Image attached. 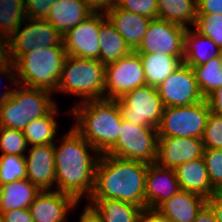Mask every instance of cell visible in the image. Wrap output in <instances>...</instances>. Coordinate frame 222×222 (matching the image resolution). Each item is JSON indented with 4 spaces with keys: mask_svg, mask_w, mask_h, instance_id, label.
I'll return each mask as SVG.
<instances>
[{
    "mask_svg": "<svg viewBox=\"0 0 222 222\" xmlns=\"http://www.w3.org/2000/svg\"><path fill=\"white\" fill-rule=\"evenodd\" d=\"M80 222H102L100 215L95 211V209L86 204L83 209V213L80 214Z\"/></svg>",
    "mask_w": 222,
    "mask_h": 222,
    "instance_id": "obj_47",
    "label": "cell"
},
{
    "mask_svg": "<svg viewBox=\"0 0 222 222\" xmlns=\"http://www.w3.org/2000/svg\"><path fill=\"white\" fill-rule=\"evenodd\" d=\"M88 204L100 215L102 222H138L142 211L140 206L115 199H88Z\"/></svg>",
    "mask_w": 222,
    "mask_h": 222,
    "instance_id": "obj_25",
    "label": "cell"
},
{
    "mask_svg": "<svg viewBox=\"0 0 222 222\" xmlns=\"http://www.w3.org/2000/svg\"><path fill=\"white\" fill-rule=\"evenodd\" d=\"M193 222H217L216 217L210 206L206 203L198 212Z\"/></svg>",
    "mask_w": 222,
    "mask_h": 222,
    "instance_id": "obj_46",
    "label": "cell"
},
{
    "mask_svg": "<svg viewBox=\"0 0 222 222\" xmlns=\"http://www.w3.org/2000/svg\"><path fill=\"white\" fill-rule=\"evenodd\" d=\"M207 204L215 214L217 222H222V196L216 192L207 199Z\"/></svg>",
    "mask_w": 222,
    "mask_h": 222,
    "instance_id": "obj_44",
    "label": "cell"
},
{
    "mask_svg": "<svg viewBox=\"0 0 222 222\" xmlns=\"http://www.w3.org/2000/svg\"><path fill=\"white\" fill-rule=\"evenodd\" d=\"M28 143L23 131L0 127V151L1 155L24 156L28 149Z\"/></svg>",
    "mask_w": 222,
    "mask_h": 222,
    "instance_id": "obj_33",
    "label": "cell"
},
{
    "mask_svg": "<svg viewBox=\"0 0 222 222\" xmlns=\"http://www.w3.org/2000/svg\"><path fill=\"white\" fill-rule=\"evenodd\" d=\"M197 14L222 15V0H197Z\"/></svg>",
    "mask_w": 222,
    "mask_h": 222,
    "instance_id": "obj_41",
    "label": "cell"
},
{
    "mask_svg": "<svg viewBox=\"0 0 222 222\" xmlns=\"http://www.w3.org/2000/svg\"><path fill=\"white\" fill-rule=\"evenodd\" d=\"M106 18L105 12L94 11L66 32L62 40L66 54L100 61L99 31Z\"/></svg>",
    "mask_w": 222,
    "mask_h": 222,
    "instance_id": "obj_13",
    "label": "cell"
},
{
    "mask_svg": "<svg viewBox=\"0 0 222 222\" xmlns=\"http://www.w3.org/2000/svg\"><path fill=\"white\" fill-rule=\"evenodd\" d=\"M91 152H94V155L90 154ZM99 157L96 149L73 127L70 128L58 147L54 143L55 190L73 196L79 203L85 196L89 199L94 190L95 169Z\"/></svg>",
    "mask_w": 222,
    "mask_h": 222,
    "instance_id": "obj_1",
    "label": "cell"
},
{
    "mask_svg": "<svg viewBox=\"0 0 222 222\" xmlns=\"http://www.w3.org/2000/svg\"><path fill=\"white\" fill-rule=\"evenodd\" d=\"M79 202L58 190H43L29 206L33 222H66L67 214Z\"/></svg>",
    "mask_w": 222,
    "mask_h": 222,
    "instance_id": "obj_16",
    "label": "cell"
},
{
    "mask_svg": "<svg viewBox=\"0 0 222 222\" xmlns=\"http://www.w3.org/2000/svg\"><path fill=\"white\" fill-rule=\"evenodd\" d=\"M203 159L212 187L219 192L222 189V149H204Z\"/></svg>",
    "mask_w": 222,
    "mask_h": 222,
    "instance_id": "obj_35",
    "label": "cell"
},
{
    "mask_svg": "<svg viewBox=\"0 0 222 222\" xmlns=\"http://www.w3.org/2000/svg\"><path fill=\"white\" fill-rule=\"evenodd\" d=\"M14 62L7 58V41L0 35V75L11 80V84L17 86V75ZM16 84V85H15Z\"/></svg>",
    "mask_w": 222,
    "mask_h": 222,
    "instance_id": "obj_39",
    "label": "cell"
},
{
    "mask_svg": "<svg viewBox=\"0 0 222 222\" xmlns=\"http://www.w3.org/2000/svg\"><path fill=\"white\" fill-rule=\"evenodd\" d=\"M209 113L206 99L189 106L164 107L158 137L202 139Z\"/></svg>",
    "mask_w": 222,
    "mask_h": 222,
    "instance_id": "obj_8",
    "label": "cell"
},
{
    "mask_svg": "<svg viewBox=\"0 0 222 222\" xmlns=\"http://www.w3.org/2000/svg\"><path fill=\"white\" fill-rule=\"evenodd\" d=\"M56 92L76 95L82 99L78 103L105 99V65L67 55Z\"/></svg>",
    "mask_w": 222,
    "mask_h": 222,
    "instance_id": "obj_6",
    "label": "cell"
},
{
    "mask_svg": "<svg viewBox=\"0 0 222 222\" xmlns=\"http://www.w3.org/2000/svg\"><path fill=\"white\" fill-rule=\"evenodd\" d=\"M193 27L200 34L210 38L222 50V15L197 14Z\"/></svg>",
    "mask_w": 222,
    "mask_h": 222,
    "instance_id": "obj_34",
    "label": "cell"
},
{
    "mask_svg": "<svg viewBox=\"0 0 222 222\" xmlns=\"http://www.w3.org/2000/svg\"><path fill=\"white\" fill-rule=\"evenodd\" d=\"M209 45L212 51L205 45ZM222 55V50L208 37L200 34L195 29L187 28L184 35L183 62L189 66L203 65L215 57Z\"/></svg>",
    "mask_w": 222,
    "mask_h": 222,
    "instance_id": "obj_24",
    "label": "cell"
},
{
    "mask_svg": "<svg viewBox=\"0 0 222 222\" xmlns=\"http://www.w3.org/2000/svg\"><path fill=\"white\" fill-rule=\"evenodd\" d=\"M148 85L158 86L183 62V57L166 54H139Z\"/></svg>",
    "mask_w": 222,
    "mask_h": 222,
    "instance_id": "obj_26",
    "label": "cell"
},
{
    "mask_svg": "<svg viewBox=\"0 0 222 222\" xmlns=\"http://www.w3.org/2000/svg\"><path fill=\"white\" fill-rule=\"evenodd\" d=\"M157 147V128L137 126L122 119L117 142L106 154L121 159L154 164L157 159Z\"/></svg>",
    "mask_w": 222,
    "mask_h": 222,
    "instance_id": "obj_7",
    "label": "cell"
},
{
    "mask_svg": "<svg viewBox=\"0 0 222 222\" xmlns=\"http://www.w3.org/2000/svg\"><path fill=\"white\" fill-rule=\"evenodd\" d=\"M207 199L196 193L179 190L162 202L157 209L169 222H193Z\"/></svg>",
    "mask_w": 222,
    "mask_h": 222,
    "instance_id": "obj_20",
    "label": "cell"
},
{
    "mask_svg": "<svg viewBox=\"0 0 222 222\" xmlns=\"http://www.w3.org/2000/svg\"><path fill=\"white\" fill-rule=\"evenodd\" d=\"M69 110L76 119L73 128L102 155L117 142L122 116L116 100H88Z\"/></svg>",
    "mask_w": 222,
    "mask_h": 222,
    "instance_id": "obj_3",
    "label": "cell"
},
{
    "mask_svg": "<svg viewBox=\"0 0 222 222\" xmlns=\"http://www.w3.org/2000/svg\"><path fill=\"white\" fill-rule=\"evenodd\" d=\"M26 160L24 156H0V185L26 179Z\"/></svg>",
    "mask_w": 222,
    "mask_h": 222,
    "instance_id": "obj_32",
    "label": "cell"
},
{
    "mask_svg": "<svg viewBox=\"0 0 222 222\" xmlns=\"http://www.w3.org/2000/svg\"><path fill=\"white\" fill-rule=\"evenodd\" d=\"M156 88L164 107L189 106L205 99L192 67L184 62Z\"/></svg>",
    "mask_w": 222,
    "mask_h": 222,
    "instance_id": "obj_14",
    "label": "cell"
},
{
    "mask_svg": "<svg viewBox=\"0 0 222 222\" xmlns=\"http://www.w3.org/2000/svg\"><path fill=\"white\" fill-rule=\"evenodd\" d=\"M174 170L180 190L199 194L206 199L217 192L212 187L203 157L188 161Z\"/></svg>",
    "mask_w": 222,
    "mask_h": 222,
    "instance_id": "obj_22",
    "label": "cell"
},
{
    "mask_svg": "<svg viewBox=\"0 0 222 222\" xmlns=\"http://www.w3.org/2000/svg\"><path fill=\"white\" fill-rule=\"evenodd\" d=\"M93 12L83 0H58L51 6L45 20L63 36Z\"/></svg>",
    "mask_w": 222,
    "mask_h": 222,
    "instance_id": "obj_21",
    "label": "cell"
},
{
    "mask_svg": "<svg viewBox=\"0 0 222 222\" xmlns=\"http://www.w3.org/2000/svg\"><path fill=\"white\" fill-rule=\"evenodd\" d=\"M26 160V177L41 191L52 190L56 183L54 144L31 146Z\"/></svg>",
    "mask_w": 222,
    "mask_h": 222,
    "instance_id": "obj_17",
    "label": "cell"
},
{
    "mask_svg": "<svg viewBox=\"0 0 222 222\" xmlns=\"http://www.w3.org/2000/svg\"><path fill=\"white\" fill-rule=\"evenodd\" d=\"M0 222H4L1 213H0Z\"/></svg>",
    "mask_w": 222,
    "mask_h": 222,
    "instance_id": "obj_48",
    "label": "cell"
},
{
    "mask_svg": "<svg viewBox=\"0 0 222 222\" xmlns=\"http://www.w3.org/2000/svg\"><path fill=\"white\" fill-rule=\"evenodd\" d=\"M202 142L204 149H222V116L209 113Z\"/></svg>",
    "mask_w": 222,
    "mask_h": 222,
    "instance_id": "obj_36",
    "label": "cell"
},
{
    "mask_svg": "<svg viewBox=\"0 0 222 222\" xmlns=\"http://www.w3.org/2000/svg\"><path fill=\"white\" fill-rule=\"evenodd\" d=\"M58 103L46 114L31 121L23 130L28 146L54 144L56 138Z\"/></svg>",
    "mask_w": 222,
    "mask_h": 222,
    "instance_id": "obj_29",
    "label": "cell"
},
{
    "mask_svg": "<svg viewBox=\"0 0 222 222\" xmlns=\"http://www.w3.org/2000/svg\"><path fill=\"white\" fill-rule=\"evenodd\" d=\"M204 146L200 138L158 137L156 164L163 168L178 166L203 157Z\"/></svg>",
    "mask_w": 222,
    "mask_h": 222,
    "instance_id": "obj_15",
    "label": "cell"
},
{
    "mask_svg": "<svg viewBox=\"0 0 222 222\" xmlns=\"http://www.w3.org/2000/svg\"><path fill=\"white\" fill-rule=\"evenodd\" d=\"M158 18L189 28L197 17V0H157Z\"/></svg>",
    "mask_w": 222,
    "mask_h": 222,
    "instance_id": "obj_28",
    "label": "cell"
},
{
    "mask_svg": "<svg viewBox=\"0 0 222 222\" xmlns=\"http://www.w3.org/2000/svg\"><path fill=\"white\" fill-rule=\"evenodd\" d=\"M7 41V58L15 62L25 53L38 47L46 48L62 43L63 36L45 19H26Z\"/></svg>",
    "mask_w": 222,
    "mask_h": 222,
    "instance_id": "obj_10",
    "label": "cell"
},
{
    "mask_svg": "<svg viewBox=\"0 0 222 222\" xmlns=\"http://www.w3.org/2000/svg\"><path fill=\"white\" fill-rule=\"evenodd\" d=\"M66 57L63 42L23 54L14 62L18 84L55 93Z\"/></svg>",
    "mask_w": 222,
    "mask_h": 222,
    "instance_id": "obj_5",
    "label": "cell"
},
{
    "mask_svg": "<svg viewBox=\"0 0 222 222\" xmlns=\"http://www.w3.org/2000/svg\"><path fill=\"white\" fill-rule=\"evenodd\" d=\"M92 10L105 12L117 4L116 0H83Z\"/></svg>",
    "mask_w": 222,
    "mask_h": 222,
    "instance_id": "obj_45",
    "label": "cell"
},
{
    "mask_svg": "<svg viewBox=\"0 0 222 222\" xmlns=\"http://www.w3.org/2000/svg\"><path fill=\"white\" fill-rule=\"evenodd\" d=\"M58 0H25V12L27 18L45 19L50 8Z\"/></svg>",
    "mask_w": 222,
    "mask_h": 222,
    "instance_id": "obj_38",
    "label": "cell"
},
{
    "mask_svg": "<svg viewBox=\"0 0 222 222\" xmlns=\"http://www.w3.org/2000/svg\"><path fill=\"white\" fill-rule=\"evenodd\" d=\"M19 86V87H18ZM52 92L17 84L0 95V127L23 131L34 119L46 115L57 103Z\"/></svg>",
    "mask_w": 222,
    "mask_h": 222,
    "instance_id": "obj_4",
    "label": "cell"
},
{
    "mask_svg": "<svg viewBox=\"0 0 222 222\" xmlns=\"http://www.w3.org/2000/svg\"><path fill=\"white\" fill-rule=\"evenodd\" d=\"M218 193L222 196V189Z\"/></svg>",
    "mask_w": 222,
    "mask_h": 222,
    "instance_id": "obj_49",
    "label": "cell"
},
{
    "mask_svg": "<svg viewBox=\"0 0 222 222\" xmlns=\"http://www.w3.org/2000/svg\"><path fill=\"white\" fill-rule=\"evenodd\" d=\"M210 112L222 116V86L214 90L206 98Z\"/></svg>",
    "mask_w": 222,
    "mask_h": 222,
    "instance_id": "obj_42",
    "label": "cell"
},
{
    "mask_svg": "<svg viewBox=\"0 0 222 222\" xmlns=\"http://www.w3.org/2000/svg\"><path fill=\"white\" fill-rule=\"evenodd\" d=\"M180 190L174 169L149 164L145 176L144 208H157Z\"/></svg>",
    "mask_w": 222,
    "mask_h": 222,
    "instance_id": "obj_18",
    "label": "cell"
},
{
    "mask_svg": "<svg viewBox=\"0 0 222 222\" xmlns=\"http://www.w3.org/2000/svg\"><path fill=\"white\" fill-rule=\"evenodd\" d=\"M200 93L204 98L222 86V55L203 65L191 66Z\"/></svg>",
    "mask_w": 222,
    "mask_h": 222,
    "instance_id": "obj_31",
    "label": "cell"
},
{
    "mask_svg": "<svg viewBox=\"0 0 222 222\" xmlns=\"http://www.w3.org/2000/svg\"><path fill=\"white\" fill-rule=\"evenodd\" d=\"M116 5L121 9L143 15L150 19L158 18L157 0H119Z\"/></svg>",
    "mask_w": 222,
    "mask_h": 222,
    "instance_id": "obj_37",
    "label": "cell"
},
{
    "mask_svg": "<svg viewBox=\"0 0 222 222\" xmlns=\"http://www.w3.org/2000/svg\"><path fill=\"white\" fill-rule=\"evenodd\" d=\"M187 28L163 19H152L142 42L135 50L138 54H166L184 56V35Z\"/></svg>",
    "mask_w": 222,
    "mask_h": 222,
    "instance_id": "obj_12",
    "label": "cell"
},
{
    "mask_svg": "<svg viewBox=\"0 0 222 222\" xmlns=\"http://www.w3.org/2000/svg\"><path fill=\"white\" fill-rule=\"evenodd\" d=\"M105 14L130 49L135 51L142 42L152 19L121 9L117 5L106 10Z\"/></svg>",
    "mask_w": 222,
    "mask_h": 222,
    "instance_id": "obj_19",
    "label": "cell"
},
{
    "mask_svg": "<svg viewBox=\"0 0 222 222\" xmlns=\"http://www.w3.org/2000/svg\"><path fill=\"white\" fill-rule=\"evenodd\" d=\"M148 163L102 154L95 169L94 190L89 199H115L144 208Z\"/></svg>",
    "mask_w": 222,
    "mask_h": 222,
    "instance_id": "obj_2",
    "label": "cell"
},
{
    "mask_svg": "<svg viewBox=\"0 0 222 222\" xmlns=\"http://www.w3.org/2000/svg\"><path fill=\"white\" fill-rule=\"evenodd\" d=\"M41 190L27 178L0 185V213L29 208Z\"/></svg>",
    "mask_w": 222,
    "mask_h": 222,
    "instance_id": "obj_23",
    "label": "cell"
},
{
    "mask_svg": "<svg viewBox=\"0 0 222 222\" xmlns=\"http://www.w3.org/2000/svg\"><path fill=\"white\" fill-rule=\"evenodd\" d=\"M146 84L144 69L136 51L105 65V99H119Z\"/></svg>",
    "mask_w": 222,
    "mask_h": 222,
    "instance_id": "obj_11",
    "label": "cell"
},
{
    "mask_svg": "<svg viewBox=\"0 0 222 222\" xmlns=\"http://www.w3.org/2000/svg\"><path fill=\"white\" fill-rule=\"evenodd\" d=\"M25 0H0V35L4 40L26 21Z\"/></svg>",
    "mask_w": 222,
    "mask_h": 222,
    "instance_id": "obj_30",
    "label": "cell"
},
{
    "mask_svg": "<svg viewBox=\"0 0 222 222\" xmlns=\"http://www.w3.org/2000/svg\"><path fill=\"white\" fill-rule=\"evenodd\" d=\"M4 222H33L29 208L1 212Z\"/></svg>",
    "mask_w": 222,
    "mask_h": 222,
    "instance_id": "obj_40",
    "label": "cell"
},
{
    "mask_svg": "<svg viewBox=\"0 0 222 222\" xmlns=\"http://www.w3.org/2000/svg\"><path fill=\"white\" fill-rule=\"evenodd\" d=\"M116 101L122 119L137 126H159L164 106L155 86L137 87Z\"/></svg>",
    "mask_w": 222,
    "mask_h": 222,
    "instance_id": "obj_9",
    "label": "cell"
},
{
    "mask_svg": "<svg viewBox=\"0 0 222 222\" xmlns=\"http://www.w3.org/2000/svg\"><path fill=\"white\" fill-rule=\"evenodd\" d=\"M138 222H169L167 218L157 209L145 207L142 209Z\"/></svg>",
    "mask_w": 222,
    "mask_h": 222,
    "instance_id": "obj_43",
    "label": "cell"
},
{
    "mask_svg": "<svg viewBox=\"0 0 222 222\" xmlns=\"http://www.w3.org/2000/svg\"><path fill=\"white\" fill-rule=\"evenodd\" d=\"M99 41L100 62L104 65L117 61L132 51L108 18L101 23Z\"/></svg>",
    "mask_w": 222,
    "mask_h": 222,
    "instance_id": "obj_27",
    "label": "cell"
}]
</instances>
